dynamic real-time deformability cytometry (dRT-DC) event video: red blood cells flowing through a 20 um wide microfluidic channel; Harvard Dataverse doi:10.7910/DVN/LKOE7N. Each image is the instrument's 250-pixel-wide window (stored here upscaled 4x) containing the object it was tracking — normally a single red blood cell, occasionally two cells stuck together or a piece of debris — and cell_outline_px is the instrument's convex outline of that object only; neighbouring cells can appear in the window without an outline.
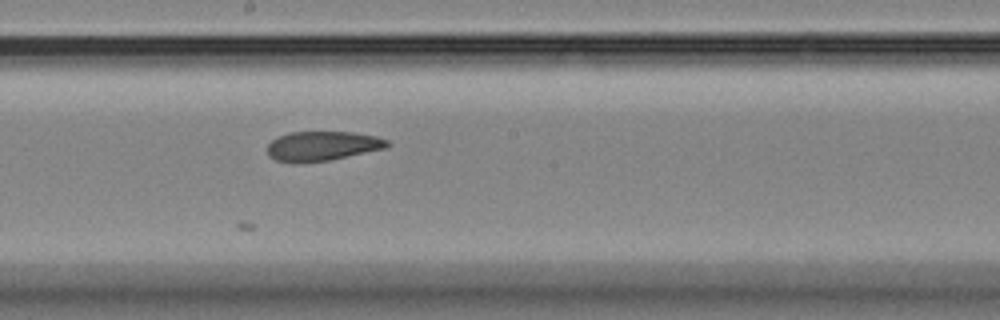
{"species": "Egyptian fruit bat (a non-hibernating species)", "species_latin": "Rousettus aegyptiacus", "temperature_condition": "room temperature", "stored_images_in_passage": 20, "camera_frame_rate_fps": 3000, "um_per_image_px": 0.085, "animal": {"sex": "female"}, "frame": {"image": 1, "passage_image": 12, "time_ms": 3.667, "image_size_px": [1000, 320], "cell_outline_px": [[392, 144], [388, 148], [328, 160], [296, 164], [292, 164], [276, 160], [268, 156], [268, 144], [276, 136], [288, 132], [352, 132], [376, 136], [388, 140]], "centroid_in_image_um": [27.39, 12.42], "position_along_channel_um": 220.8, "area_um2": 20.98}}
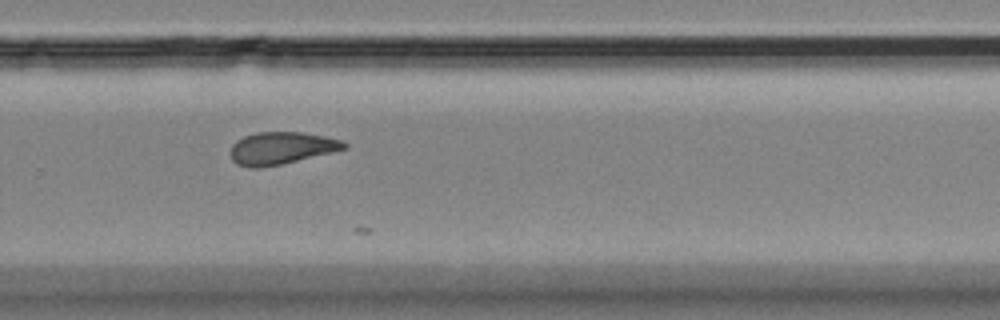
{"frame": {"image": 2, "passage_image": 18, "time_ms": 5.667, "image_size_px": [1000, 320], "cell_outline_px": [[348, 148], [332, 152], [280, 164], [260, 168], [248, 168], [236, 164], [232, 160], [228, 152], [232, 144], [236, 140], [244, 136], [256, 132], [304, 132], [344, 140], [348, 144]], "centroid_in_image_um": [23.88, 12.59], "position_along_channel_um": 305.9, "area_um2": 21.68}}